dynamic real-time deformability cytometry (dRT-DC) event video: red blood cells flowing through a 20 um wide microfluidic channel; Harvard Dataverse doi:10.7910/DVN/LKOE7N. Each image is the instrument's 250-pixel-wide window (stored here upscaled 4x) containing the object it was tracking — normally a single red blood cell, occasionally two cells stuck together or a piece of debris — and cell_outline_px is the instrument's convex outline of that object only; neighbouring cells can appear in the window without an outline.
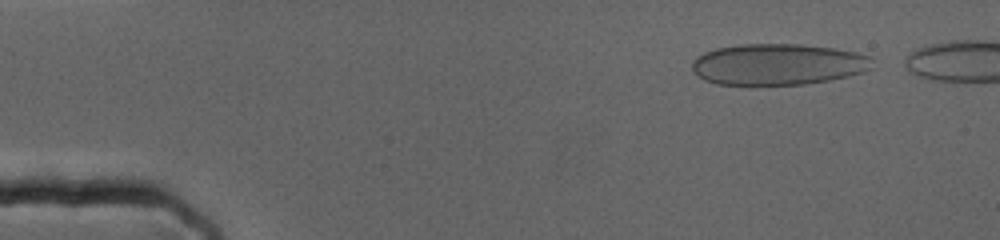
{"species": "human", "species_latin": "Homo sapiens", "temperature_condition": "cold", "stored_images_in_passage": 53, "camera_frame_rate_fps": 3000, "um_per_image_px": 0.085, "donor": {"sex": "female"}, "frame": {"image": 1, "passage_image": 2, "time_ms": 0.333, "image_size_px": [1000, 240], "cell_outline_px": [[872, 68], [864, 72], [848, 76], [828, 80], [804, 84], [716, 84], [704, 80], [692, 72], [692, 60], [696, 56], [704, 52], [716, 48], [740, 44], [800, 44], [832, 48], [856, 52], [868, 56], [872, 60]], "centroid_in_image_um": [66.09, 5.46], "position_along_channel_um": 18.9, "area_um2": 43.35}}
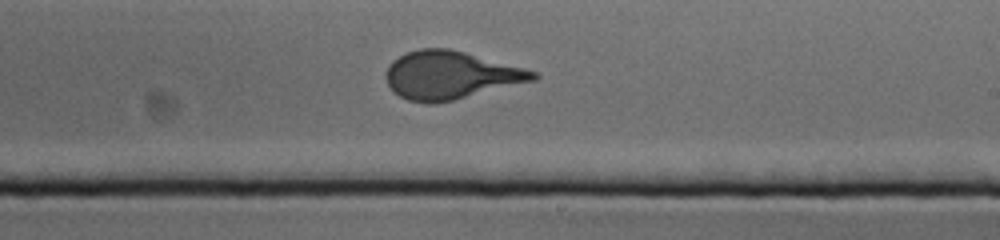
{"frame": {"image": 2, "passage_image": 37, "time_ms": 12.0, "image_size_px": [1000, 240], "cell_outline_px": [[540, 76], [536, 80], [452, 100], [432, 104], [428, 104], [408, 100], [392, 92], [384, 76], [388, 64], [392, 60], [408, 52], [420, 48], [448, 48], [464, 52], [524, 68], [536, 72]], "centroid_in_image_um": [38.25, 6.39], "position_along_channel_um": 250.8, "area_um2": 40.98}}
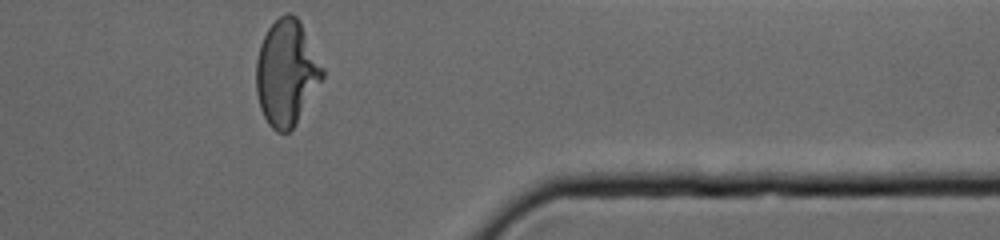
{"frame": {"image": 3, "passage_image": 53, "time_ms": 17.333, "image_size_px": [1000, 240], "cell_outline_px": [[324, 76], [296, 124], [288, 132], [276, 132], [268, 124], [260, 108], [256, 92], [256, 60], [260, 44], [268, 28], [280, 16], [288, 12], [296, 16], [300, 20], [324, 68]], "centroid_in_image_um": [24.35, 6.18], "position_along_channel_um": 387.1, "area_um2": 40.81}}